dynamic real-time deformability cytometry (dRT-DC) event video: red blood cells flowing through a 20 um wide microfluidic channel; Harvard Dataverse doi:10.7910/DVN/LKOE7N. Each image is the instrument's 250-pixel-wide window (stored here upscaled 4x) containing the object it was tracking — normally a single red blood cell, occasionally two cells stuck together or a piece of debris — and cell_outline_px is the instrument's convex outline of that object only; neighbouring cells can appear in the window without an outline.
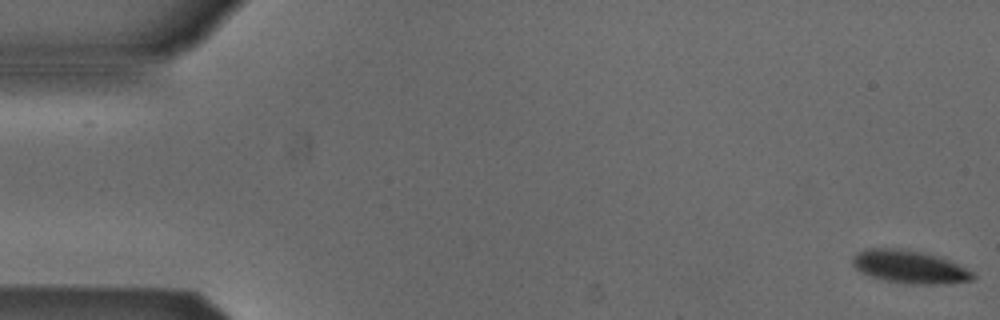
{"species": "Egyptian fruit bat (a non-hibernating species)", "species_latin": "Rousettus aegyptiacus", "temperature_condition": "cold", "stored_images_in_passage": 53, "camera_frame_rate_fps": 3000, "um_per_image_px": 0.085, "animal": {"sex": "male"}, "frame": {"image": 1, "passage_image": 1, "time_ms": 0.0, "image_size_px": [1000, 320], "cell_outline_px": [[976, 276], [972, 280], [940, 284], [908, 284], [884, 280], [860, 272], [852, 264], [852, 256], [868, 248], [892, 248], [920, 252], [936, 256], [948, 260], [972, 272]], "centroid_in_image_um": [77.28, 22.69], "position_along_channel_um": 7.7, "area_um2": 22.66}}
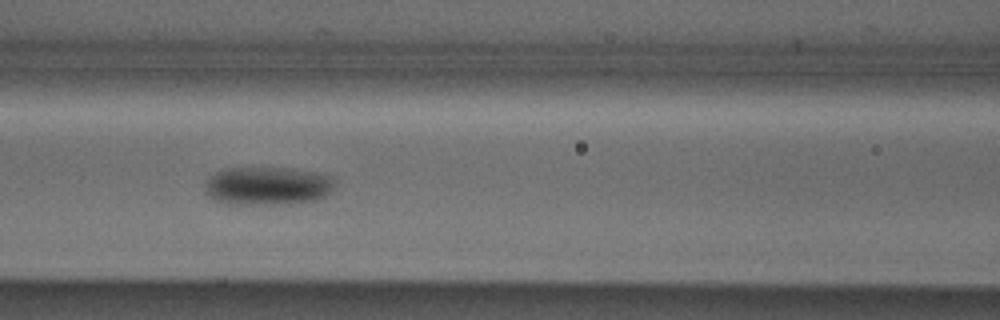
{"frame": {"image": 2, "passage_image": 23, "time_ms": 7.333, "image_size_px": [1000, 320], "cell_outline_px": [[336, 180], [332, 192], [316, 200], [268, 204], [228, 204], [216, 200], [208, 196], [204, 192], [204, 184], [216, 172], [224, 168], [284, 168], [316, 172], [332, 176]], "centroid_in_image_um": [22.74, 15.79], "position_along_channel_um": 143.9, "area_um2": 28.96}}
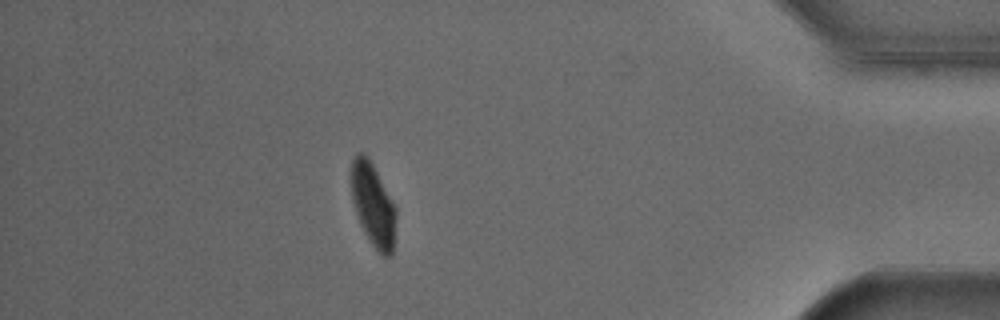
{"frame": {"image": 3, "passage_image": 47, "time_ms": 15.333, "image_size_px": [1000, 320], "cell_outline_px": [[396, 216], [392, 256], [380, 256], [368, 240], [360, 224], [352, 200], [352, 160], [360, 152], [364, 152], [368, 156], [396, 208]], "centroid_in_image_um": [31.72, 17.46], "position_along_channel_um": 403.5, "area_um2": 21.5}, "authors_computed_cell_mechanics": {"area_um2": 24.9118, "velocity_mm_per_s": 3.8384, "shape_relaxation_time_tau1_ms": 5.1641, "shape_relaxation_time_tau2_ms": 5.8146, "deformation_change_tau1": 0.1042, "deformation_change_tau2": 0.0643}}